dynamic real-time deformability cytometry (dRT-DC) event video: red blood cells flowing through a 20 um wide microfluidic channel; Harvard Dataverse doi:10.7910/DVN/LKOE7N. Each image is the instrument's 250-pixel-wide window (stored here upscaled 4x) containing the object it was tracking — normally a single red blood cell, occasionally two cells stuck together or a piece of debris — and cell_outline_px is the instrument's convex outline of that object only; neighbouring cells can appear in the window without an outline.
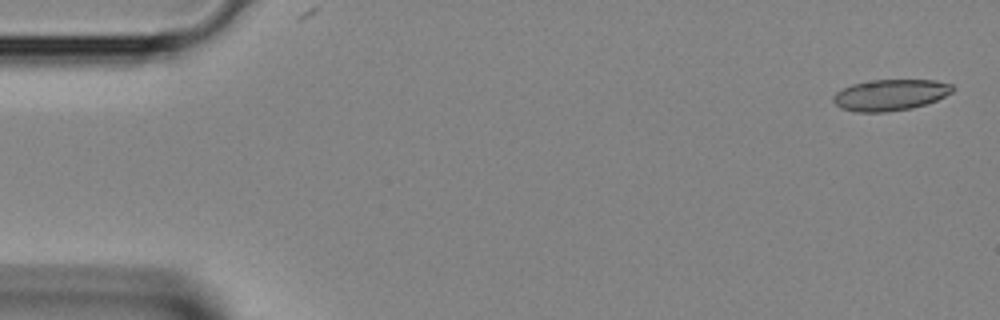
{"species": "Egyptian fruit bat (a non-hibernating species)", "species_latin": "Rousettus aegyptiacus", "temperature_condition": "room temperature", "stored_images_in_passage": 38, "camera_frame_rate_fps": 3000, "um_per_image_px": 0.085, "animal": {"sex": "female"}, "frame": {"image": 1, "passage_image": 1, "time_ms": 0.0, "image_size_px": [1000, 320], "cell_outline_px": [[956, 88], [952, 92], [936, 100], [912, 108], [884, 112], [856, 112], [840, 108], [832, 100], [832, 96], [836, 92], [852, 84], [872, 80], [936, 80], [952, 84]], "centroid_in_image_um": [75.67, 8.06], "position_along_channel_um": 9.3, "area_um2": 21.68}}
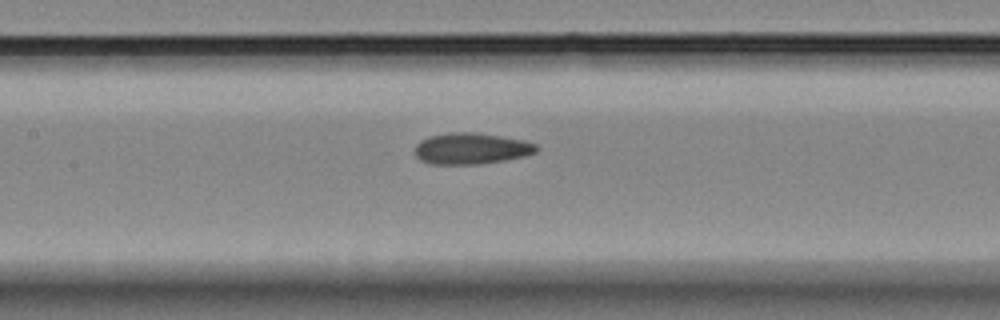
{"frame": {"image": 2, "passage_image": 17, "time_ms": 5.333, "image_size_px": [1000, 320], "cell_outline_px": [[540, 148], [536, 152], [524, 156], [504, 160], [480, 164], [428, 164], [420, 160], [416, 156], [416, 144], [420, 140], [428, 136], [452, 132], [472, 132], [500, 136], [524, 140], [536, 144]], "centroid_in_image_um": [40.05, 12.63], "position_along_channel_um": 167.4, "area_um2": 22.2}}
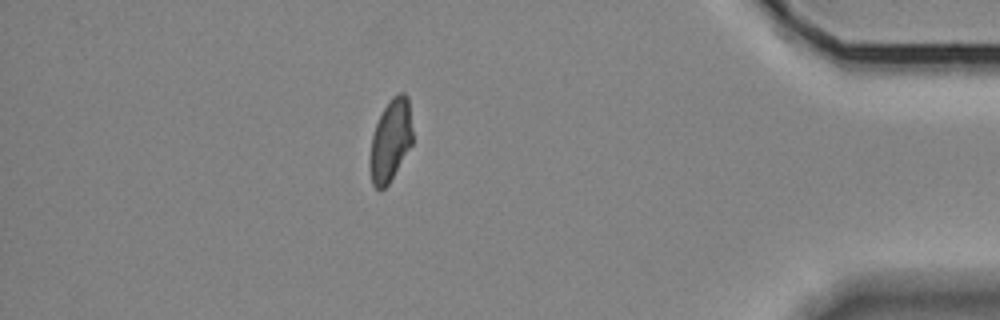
{"frame": {"image": 3, "passage_image": 33, "time_ms": 10.667, "image_size_px": [1000, 320], "cell_outline_px": [[412, 144], [388, 184], [380, 192], [372, 184], [368, 168], [368, 160], [372, 136], [376, 124], [384, 108], [392, 96], [400, 92], [404, 92], [408, 96], [412, 128]], "centroid_in_image_um": [33.17, 11.96], "position_along_channel_um": 402.0, "area_um2": 20.58}}